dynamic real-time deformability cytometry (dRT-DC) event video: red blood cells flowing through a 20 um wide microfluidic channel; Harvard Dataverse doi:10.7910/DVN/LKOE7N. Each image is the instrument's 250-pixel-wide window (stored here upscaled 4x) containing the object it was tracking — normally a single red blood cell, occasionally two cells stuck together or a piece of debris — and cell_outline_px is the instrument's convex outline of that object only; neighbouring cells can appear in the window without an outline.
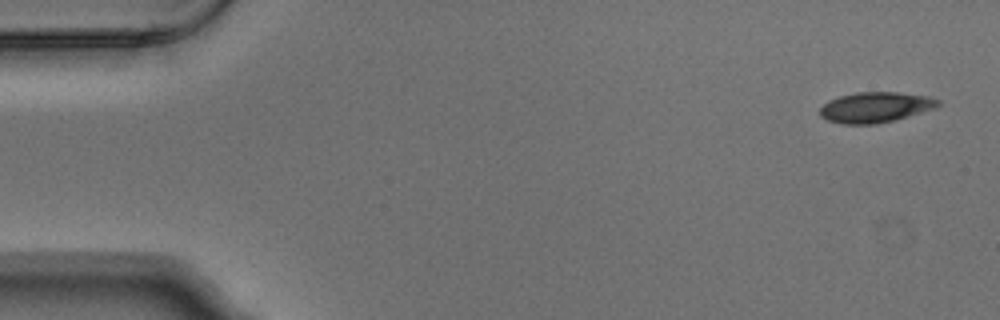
{"species": "Egyptian fruit bat (a non-hibernating species)", "species_latin": "Rousettus aegyptiacus", "temperature_condition": "warm", "stored_images_in_passage": 7, "camera_frame_rate_fps": 3000, "um_per_image_px": 0.085, "animal": {"sex": "male"}, "frame": {"image": 1, "passage_image": 1, "time_ms": 0.0, "image_size_px": [1000, 320], "cell_outline_px": [[940, 104], [936, 108], [908, 116], [876, 124], [844, 124], [828, 120], [820, 116], [820, 108], [828, 100], [840, 96], [856, 92], [896, 92], [928, 96], [940, 100]], "centroid_in_image_um": [74.41, 9.11], "position_along_channel_um": 10.6, "area_um2": 20.87}}
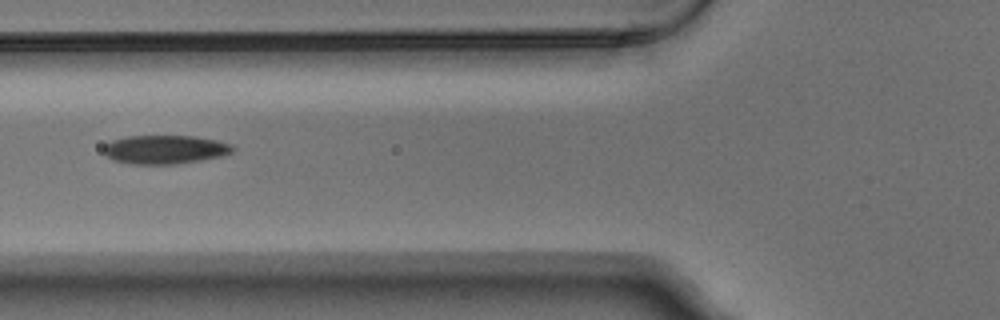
{"frame": {"image": 2, "passage_image": 6, "time_ms": 1.667, "image_size_px": [1000, 320], "cell_outline_px": [[236, 148], [232, 152], [224, 156], [176, 164], [128, 164], [112, 160], [104, 152], [104, 144], [112, 140], [128, 136], [196, 136], [216, 140], [232, 144]], "centroid_in_image_um": [14.04, 12.71], "position_along_channel_um": 111.8, "area_um2": 21.79}}
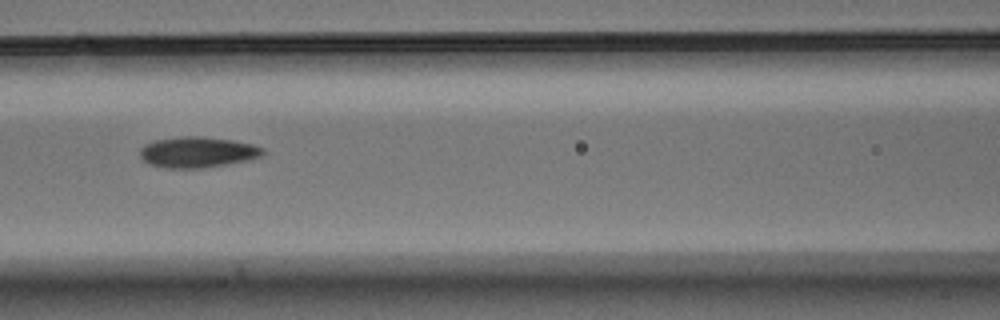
{"frame": {"image": 3, "passage_image": 7, "time_ms": 2.0, "image_size_px": [1000, 320], "cell_outline_px": [[264, 152], [260, 156], [248, 160], [228, 164], [204, 168], [164, 168], [148, 164], [140, 156], [140, 148], [144, 144], [152, 140], [180, 136], [200, 136], [232, 140], [252, 144], [264, 148]], "centroid_in_image_um": [16.75, 12.93], "position_along_channel_um": 149.9, "area_um2": 22.25}}